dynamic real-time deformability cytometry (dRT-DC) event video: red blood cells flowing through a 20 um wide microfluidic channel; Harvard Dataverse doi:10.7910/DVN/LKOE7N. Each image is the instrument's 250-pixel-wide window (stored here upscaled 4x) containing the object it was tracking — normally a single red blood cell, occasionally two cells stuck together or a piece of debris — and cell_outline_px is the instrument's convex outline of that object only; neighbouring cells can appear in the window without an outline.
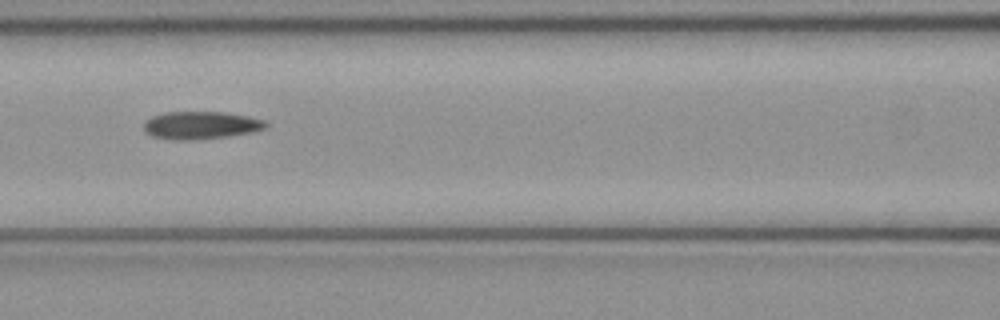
{"species": "common noctule bat (a hibernating species)", "species_latin": "Nyctalus noctula", "temperature_condition": "cold", "stored_images_in_passage": 5, "camera_frame_rate_fps": 3000, "um_per_image_px": 0.085, "animal": {"sex": "female", "body_mass_g": 21.9}, "frame": {"image": 1, "passage_image": 5, "time_ms": 1.333, "image_size_px": [1000, 320], "cell_outline_px": [[268, 124], [264, 128], [252, 132], [228, 136], [192, 140], [172, 140], [152, 136], [144, 128], [144, 120], [152, 116], [168, 112], [224, 112], [248, 116], [264, 120]], "centroid_in_image_um": [17.06, 10.64], "position_along_channel_um": 149.5, "area_um2": 19.59}}